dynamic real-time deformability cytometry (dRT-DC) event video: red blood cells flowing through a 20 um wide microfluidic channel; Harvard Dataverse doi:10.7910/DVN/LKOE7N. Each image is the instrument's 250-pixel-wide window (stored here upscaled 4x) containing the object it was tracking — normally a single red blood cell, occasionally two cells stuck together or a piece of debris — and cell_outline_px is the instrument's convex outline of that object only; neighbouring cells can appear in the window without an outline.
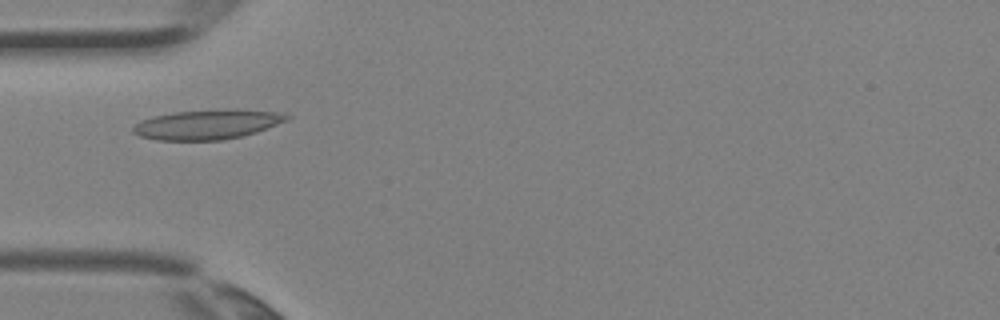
{"species": "Egyptian fruit bat (a non-hibernating species)", "species_latin": "Rousettus aegyptiacus", "temperature_condition": "room temperature", "stored_images_in_passage": 3, "camera_frame_rate_fps": 3000, "um_per_image_px": 0.085, "animal": {"sex": "female"}, "frame": {"image": 1, "passage_image": 3, "time_ms": 0.667, "image_size_px": [1000, 320], "cell_outline_px": [[292, 116], [288, 120], [256, 132], [244, 136], [220, 140], [156, 140], [140, 136], [132, 132], [132, 128], [140, 120], [172, 112], [236, 108], [272, 112]], "centroid_in_image_um": [17.61, 10.57], "position_along_channel_um": 67.4, "area_um2": 26.59}}